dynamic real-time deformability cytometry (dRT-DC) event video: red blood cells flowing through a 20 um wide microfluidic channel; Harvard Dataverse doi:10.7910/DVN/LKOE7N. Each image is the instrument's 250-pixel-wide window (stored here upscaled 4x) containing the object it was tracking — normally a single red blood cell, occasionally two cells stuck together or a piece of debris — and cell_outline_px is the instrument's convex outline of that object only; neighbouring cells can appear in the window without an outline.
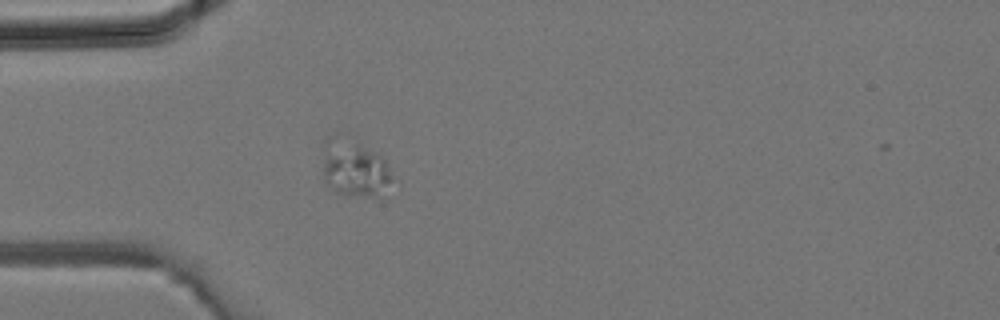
{"species": "common noctule bat (a hibernating species)", "species_latin": "Nyctalus noctula", "temperature_condition": "room temperature", "stored_images_in_passage": 41, "camera_frame_rate_fps": 3000, "um_per_image_px": 0.085, "animal": {"sex": "male", "body_mass_g": 19.2, "forearm_length_mm": 51.8}, "frame": {"image": 1, "passage_image": 14, "time_ms": 4.333, "image_size_px": [1000, 320], "cell_outline_px": [[388, 180], [376, 196], [368, 196], [336, 192], [324, 180], [324, 160], [328, 156], [356, 136], [380, 156], [384, 160], [388, 168]], "centroid_in_image_um": [30.25, 14.42], "position_along_channel_um": 54.8, "area_um2": 19.88}}
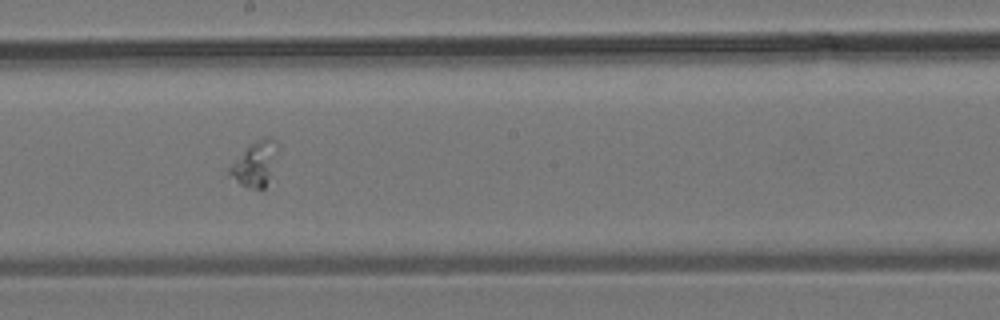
{"frame": {"image": 2, "passage_image": 24, "time_ms": 7.667, "image_size_px": [1000, 320], "cell_outline_px": [[280, 148], [264, 188], [248, 188], [240, 184], [228, 172], [228, 168], [244, 148], [248, 144], [268, 136], [272, 136], [276, 140]], "centroid_in_image_um": [21.7, 13.85], "position_along_channel_um": 226.5, "area_um2": 12.54}}
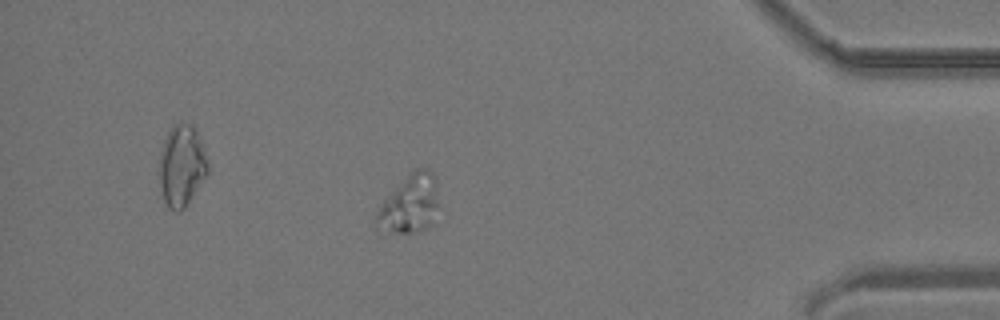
{"frame": {"image": 3, "passage_image": 36, "time_ms": 11.667, "image_size_px": [1000, 320], "cell_outline_px": [[436, 204], [432, 224], [420, 232], [396, 232], [376, 224], [372, 220], [376, 212], [384, 200], [416, 168], [428, 168], [436, 176]], "centroid_in_image_um": [34.84, 17.33], "position_along_channel_um": 400.4, "area_um2": 20.35}}